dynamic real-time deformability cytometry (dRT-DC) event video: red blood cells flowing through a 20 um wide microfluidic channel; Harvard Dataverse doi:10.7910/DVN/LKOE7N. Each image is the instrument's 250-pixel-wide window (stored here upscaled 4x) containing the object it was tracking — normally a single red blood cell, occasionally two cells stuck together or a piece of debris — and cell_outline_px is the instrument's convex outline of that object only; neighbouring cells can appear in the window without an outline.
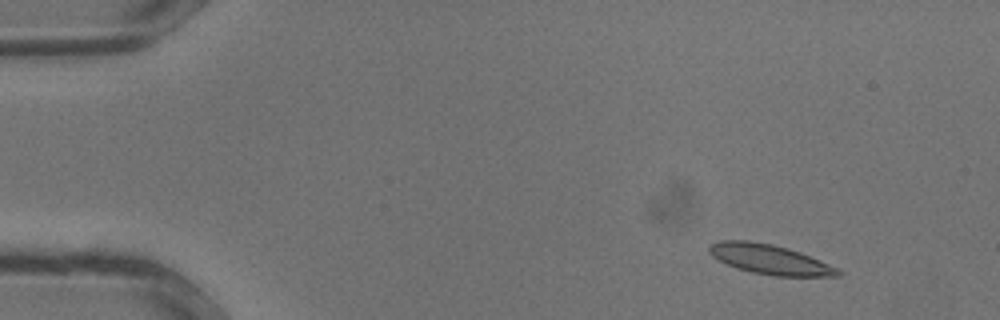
{"species": "common noctule bat (a hibernating species)", "species_latin": "Nyctalus noctula", "temperature_condition": "warm", "stored_images_in_passage": 34, "camera_frame_rate_fps": 3000, "um_per_image_px": 0.085, "animal": {"sex": "male", "body_mass_g": 13.3}, "frame": {"image": 1, "passage_image": 4, "time_ms": 1.0, "image_size_px": [1000, 320], "cell_outline_px": [[844, 272], [840, 276], [776, 276], [752, 272], [736, 268], [712, 256], [708, 252], [708, 244], [720, 240], [748, 240], [772, 244], [800, 252], [840, 268]], "centroid_in_image_um": [65.45, 22.04], "position_along_channel_um": 19.6, "area_um2": 22.43}}
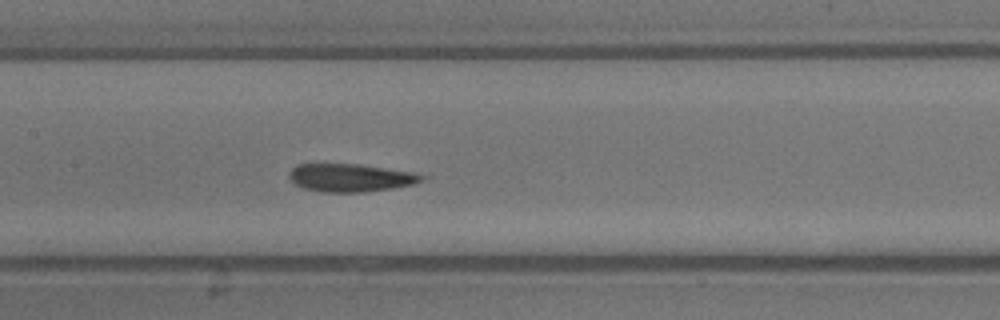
{"frame": {"image": 2, "passage_image": 17, "time_ms": 5.333, "image_size_px": [1000, 320], "cell_outline_px": [[428, 176], [412, 184], [392, 188], [364, 192], [320, 192], [304, 188], [296, 184], [288, 176], [288, 172], [296, 164], [360, 164], [412, 172]], "centroid_in_image_um": [29.76, 15.1], "position_along_channel_um": 177.6, "area_um2": 21.5}}
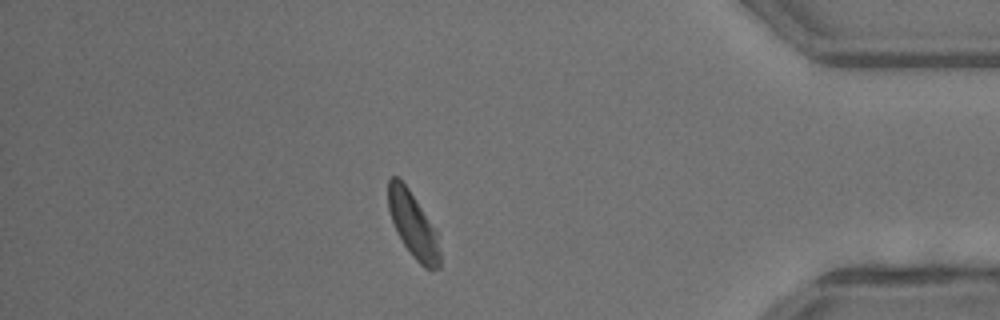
{"frame": {"image": 3, "passage_image": 30, "time_ms": 9.667, "image_size_px": [1000, 320], "cell_outline_px": [[440, 268], [432, 272], [424, 268], [412, 256], [396, 232], [388, 208], [388, 180], [392, 176], [396, 176], [408, 188], [436, 232], [440, 252]], "centroid_in_image_um": [35.11, 19.18], "position_along_channel_um": 400.1, "area_um2": 19.36}}